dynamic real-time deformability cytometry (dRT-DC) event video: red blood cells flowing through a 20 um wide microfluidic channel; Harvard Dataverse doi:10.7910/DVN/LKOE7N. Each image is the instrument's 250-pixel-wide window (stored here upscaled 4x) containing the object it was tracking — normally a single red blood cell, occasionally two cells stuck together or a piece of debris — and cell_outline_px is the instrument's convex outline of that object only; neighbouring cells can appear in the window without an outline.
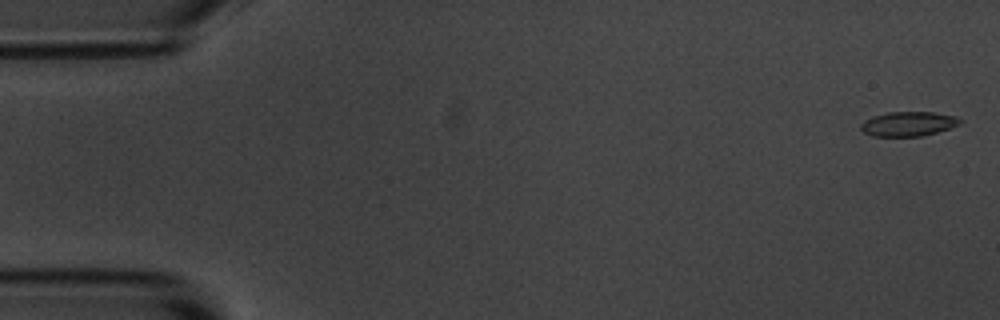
{"species": "common noctule bat (a hibernating species)", "species_latin": "Nyctalus noctula", "temperature_condition": "room temperature", "stored_images_in_passage": 13, "camera_frame_rate_fps": 3000, "um_per_image_px": 0.085, "animal": {"sex": "male", "body_mass_g": 20.1, "forearm_length_mm": 53.5}, "frame": {"image": 1, "passage_image": 1, "time_ms": 0.0, "image_size_px": [1000, 320], "cell_outline_px": [[964, 120], [960, 124], [936, 132], [920, 136], [872, 136], [864, 132], [860, 128], [860, 124], [864, 120], [872, 116], [888, 112], [932, 112], [956, 116]], "centroid_in_image_um": [77.19, 10.52], "position_along_channel_um": 7.8, "area_um2": 14.16}}